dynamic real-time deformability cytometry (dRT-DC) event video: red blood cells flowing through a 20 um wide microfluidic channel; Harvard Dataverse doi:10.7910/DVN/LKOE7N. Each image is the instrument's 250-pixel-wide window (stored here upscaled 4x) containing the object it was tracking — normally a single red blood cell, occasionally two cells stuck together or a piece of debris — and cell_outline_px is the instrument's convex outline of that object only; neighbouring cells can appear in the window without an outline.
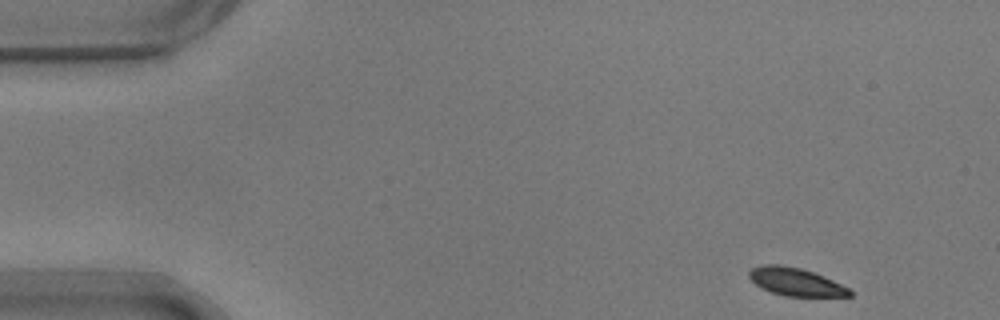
{"species": "common noctule bat (a hibernating species)", "species_latin": "Nyctalus noctula", "temperature_condition": "warm", "stored_images_in_passage": 50, "camera_frame_rate_fps": 3000, "um_per_image_px": 0.085, "animal": {"sex": "male", "body_mass_g": 17.9}, "frame": {"image": 1, "passage_image": 1, "time_ms": 0.0, "image_size_px": [1000, 320], "cell_outline_px": [[852, 296], [784, 296], [760, 288], [748, 276], [748, 272], [752, 268], [764, 264], [780, 264], [800, 268], [824, 276], [848, 288], [852, 292]], "centroid_in_image_um": [67.6, 23.95], "position_along_channel_um": 17.4, "area_um2": 16.24}}
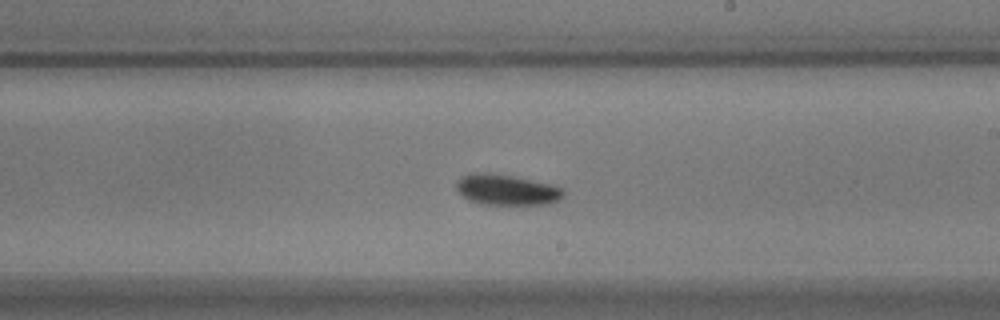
{"frame": {"image": 2, "passage_image": 28, "time_ms": 9.0, "image_size_px": [1000, 320], "cell_outline_px": [[564, 196], [560, 200], [544, 204], [480, 204], [468, 200], [456, 188], [456, 184], [460, 176], [468, 172], [488, 172], [512, 176], [552, 184], [560, 188], [564, 192]], "centroid_in_image_um": [43.02, 16.11], "position_along_channel_um": 246.0, "area_um2": 19.19}}
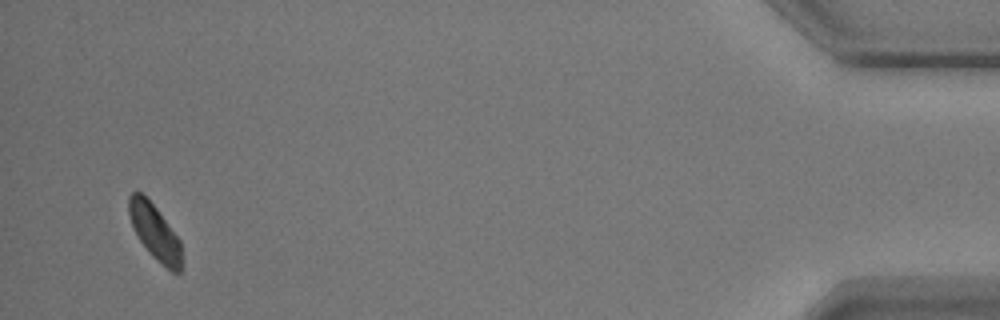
{"frame": {"image": 3, "passage_image": 49, "time_ms": 16.0, "image_size_px": [1000, 320], "cell_outline_px": [[180, 272], [172, 272], [152, 256], [148, 252], [140, 240], [132, 224], [128, 212], [128, 196], [132, 192], [140, 192], [156, 208], [180, 240]], "centroid_in_image_um": [13.13, 19.71], "position_along_channel_um": 422.1, "area_um2": 16.47}}